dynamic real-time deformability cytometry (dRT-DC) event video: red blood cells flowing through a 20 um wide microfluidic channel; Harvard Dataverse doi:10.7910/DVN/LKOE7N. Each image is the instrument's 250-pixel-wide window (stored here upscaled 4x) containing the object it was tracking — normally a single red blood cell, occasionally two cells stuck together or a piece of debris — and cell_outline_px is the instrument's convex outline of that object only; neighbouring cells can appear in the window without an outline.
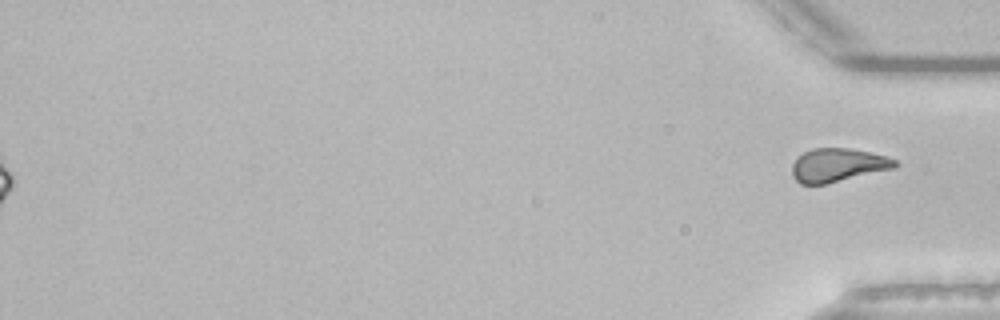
{"species": "common noctule bat (a hibernating species)", "species_latin": "Nyctalus noctula", "temperature_condition": "room temperature", "stored_images_in_passage": 53, "segment_of_instrument_passage": [2, 2], "camera_frame_rate_fps": 3000, "um_per_image_px": 0.085, "animal": {"sex": "male", "body_mass_g": 21.5, "forearm_length_mm": 52.0}, "frame": {"image": 1, "passage_image": 53, "time_ms": 17.333, "image_size_px": [1000, 320], "cell_outline_px": [[900, 164], [896, 168], [828, 184], [800, 184], [792, 176], [792, 164], [804, 152], [812, 148], [848, 148], [888, 156], [896, 160]], "centroid_in_image_um": [71.25, 14.04], "position_along_channel_um": 363.9, "area_um2": 20.29}}